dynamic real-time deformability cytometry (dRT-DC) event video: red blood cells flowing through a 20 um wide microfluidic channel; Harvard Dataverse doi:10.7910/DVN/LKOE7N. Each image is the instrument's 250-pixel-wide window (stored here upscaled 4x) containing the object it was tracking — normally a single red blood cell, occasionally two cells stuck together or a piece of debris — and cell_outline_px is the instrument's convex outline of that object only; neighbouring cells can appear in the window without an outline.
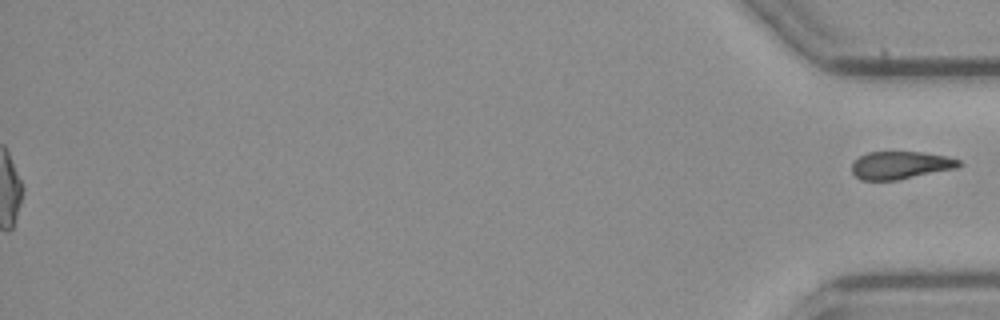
{"species": "common noctule bat (a hibernating species)", "species_latin": "Nyctalus noctula", "temperature_condition": "cold", "stored_images_in_passage": 53, "segment_of_instrument_passage": [2, 2], "camera_frame_rate_fps": 3000, "um_per_image_px": 0.085, "animal": {"sex": "female", "body_mass_g": 21.9}, "frame": {"image": 1, "passage_image": 53, "time_ms": 17.333, "image_size_px": [1000, 320], "cell_outline_px": [[964, 164], [956, 168], [896, 180], [860, 180], [852, 172], [852, 164], [860, 156], [868, 152], [920, 152], [948, 156], [960, 160]], "centroid_in_image_um": [76.56, 14.04], "position_along_channel_um": 358.6, "area_um2": 17.22}}